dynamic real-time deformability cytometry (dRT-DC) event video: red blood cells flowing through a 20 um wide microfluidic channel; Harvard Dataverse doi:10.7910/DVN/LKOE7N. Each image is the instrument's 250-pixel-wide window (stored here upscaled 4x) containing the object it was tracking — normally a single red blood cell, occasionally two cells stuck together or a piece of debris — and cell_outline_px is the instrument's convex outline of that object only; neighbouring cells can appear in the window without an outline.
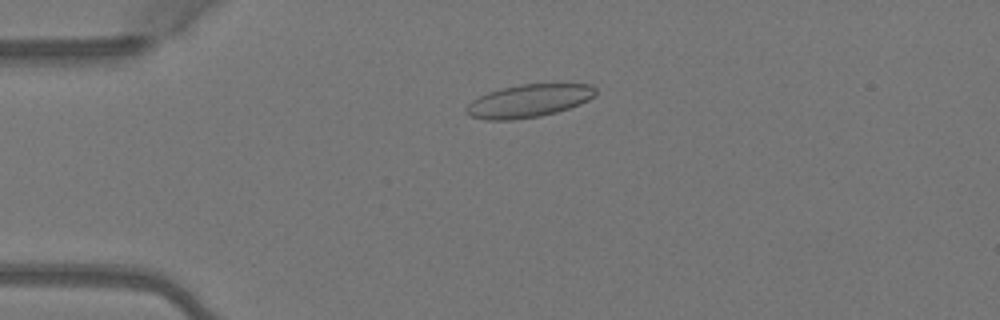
{"species": "Egyptian fruit bat (a non-hibernating species)", "species_latin": "Rousettus aegyptiacus", "temperature_condition": "warm", "stored_images_in_passage": 8, "camera_frame_rate_fps": 3000, "um_per_image_px": 0.085, "animal": {"sex": "female"}, "frame": {"image": 1, "passage_image": 4, "time_ms": 1.0, "image_size_px": [1000, 320], "cell_outline_px": [[596, 96], [580, 104], [556, 112], [540, 116], [512, 120], [484, 120], [472, 116], [464, 108], [472, 100], [488, 92], [520, 84], [592, 84], [596, 88]], "centroid_in_image_um": [44.97, 8.57], "position_along_channel_um": 40.0, "area_um2": 24.68}}
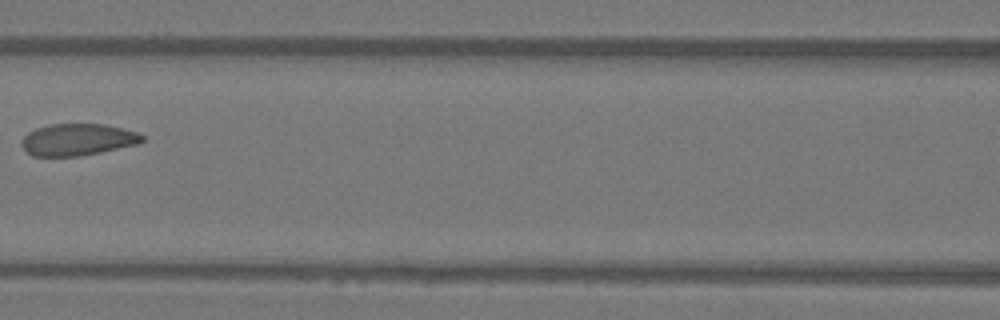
{"frame": {"image": 2, "passage_image": 7, "time_ms": 2.0, "image_size_px": [1000, 320], "cell_outline_px": [[144, 140], [140, 144], [80, 156], [32, 156], [20, 144], [24, 136], [28, 132], [36, 128], [48, 124], [104, 124], [124, 128], [136, 132], [144, 136]], "centroid_in_image_um": [6.62, 11.86], "position_along_channel_um": 160.0, "area_um2": 22.48}}
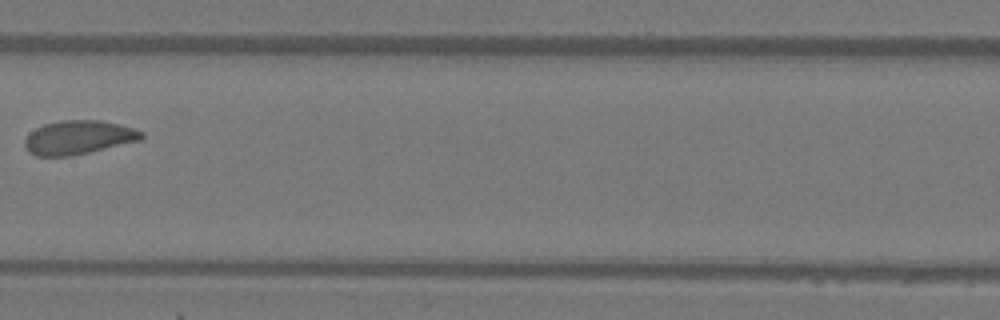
{"frame": {"image": 3, "passage_image": 8, "time_ms": 2.333, "image_size_px": [1000, 320], "cell_outline_px": [[144, 136], [140, 140], [72, 156], [36, 156], [28, 152], [24, 144], [24, 140], [36, 128], [44, 124], [60, 120], [100, 120], [120, 124], [144, 132]], "centroid_in_image_um": [6.66, 11.68], "position_along_channel_um": 200.7, "area_um2": 22.95}}